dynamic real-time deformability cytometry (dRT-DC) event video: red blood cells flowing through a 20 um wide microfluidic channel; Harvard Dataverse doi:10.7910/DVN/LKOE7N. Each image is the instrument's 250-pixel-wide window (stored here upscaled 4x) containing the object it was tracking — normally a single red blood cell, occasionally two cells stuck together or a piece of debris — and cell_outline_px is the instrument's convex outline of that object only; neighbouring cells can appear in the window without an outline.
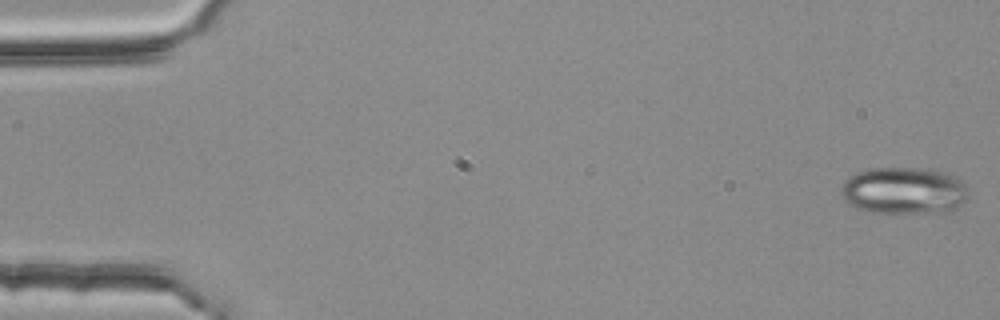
{"species": "common noctule bat (a hibernating species)", "species_latin": "Nyctalus noctula", "temperature_condition": "room temperature", "stored_images_in_passage": 54, "camera_frame_rate_fps": 3000, "um_per_image_px": 0.085, "animal": {"sex": "female", "body_mass_g": 25.1}, "frame": {"image": 1, "passage_image": 1, "time_ms": 0.0, "image_size_px": [1000, 320], "cell_outline_px": [[968, 192], [964, 200], [952, 212], [872, 212], [856, 208], [848, 204], [840, 196], [840, 188], [844, 180], [848, 176], [856, 172], [872, 168], [924, 168], [948, 172], [964, 180], [968, 188]], "centroid_in_image_um": [76.83, 16.18], "position_along_channel_um": 8.2, "area_um2": 35.37}}
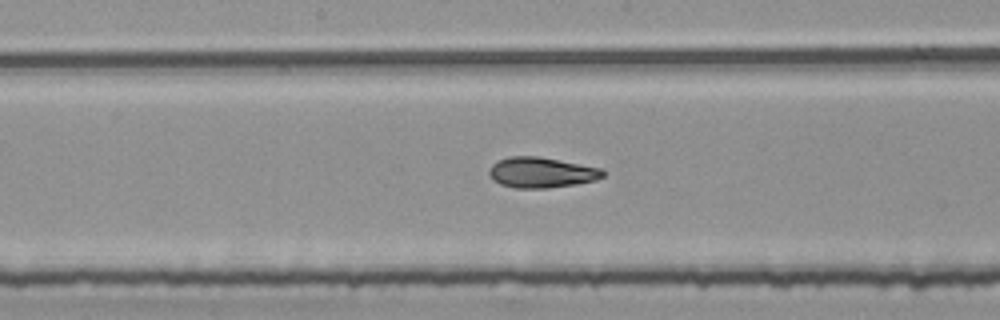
{"frame": {"image": 2, "passage_image": 28, "time_ms": 9.0, "image_size_px": [1000, 320], "cell_outline_px": [[604, 176], [596, 180], [576, 184], [548, 188], [516, 188], [500, 184], [492, 180], [488, 172], [488, 168], [496, 160], [508, 156], [540, 156], [600, 168], [604, 172]], "centroid_in_image_um": [45.96, 14.65], "position_along_channel_um": 202.2, "area_um2": 20.4}}
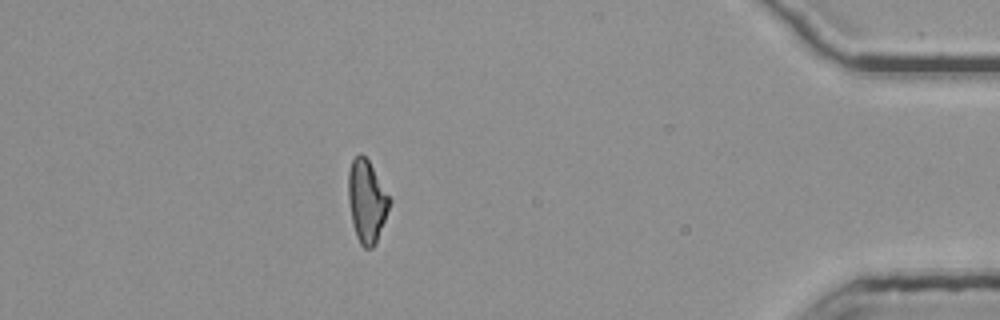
{"frame": {"image": 3, "passage_image": 48, "time_ms": 15.667, "image_size_px": [1000, 320], "cell_outline_px": [[392, 200], [376, 244], [372, 248], [364, 248], [360, 244], [356, 236], [352, 224], [348, 200], [348, 172], [352, 160], [360, 152], [368, 160]], "centroid_in_image_um": [31.17, 17.12], "position_along_channel_um": 404.0, "area_um2": 19.88}, "authors_computed_cell_mechanics": {"area_um2": 20.2011, "velocity_mm_per_s": 3.7789, "shape_relaxation_time_tau1_ms": 6.3836, "shape_relaxation_time_tau2_ms": 2.0636, "deformation_change_tau1": 0.182, "deformation_change_tau2": 0.0811}}